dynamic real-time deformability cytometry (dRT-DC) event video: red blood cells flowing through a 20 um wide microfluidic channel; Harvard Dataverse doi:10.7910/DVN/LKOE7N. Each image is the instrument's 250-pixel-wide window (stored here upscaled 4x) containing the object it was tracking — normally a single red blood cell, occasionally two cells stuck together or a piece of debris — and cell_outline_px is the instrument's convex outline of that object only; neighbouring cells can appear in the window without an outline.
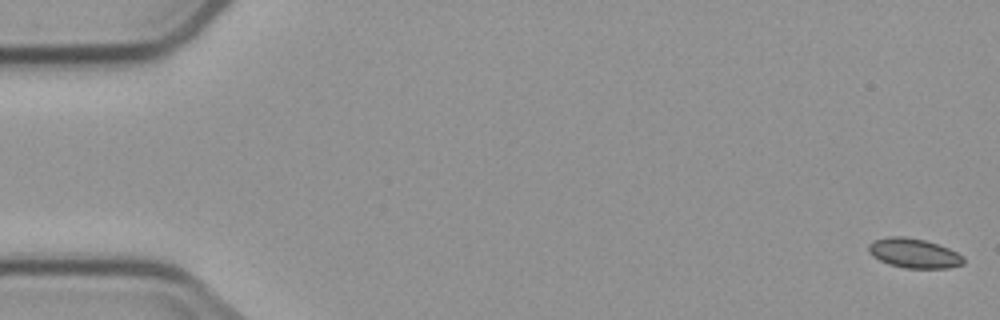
{"species": "common noctule bat (a hibernating species)", "species_latin": "Nyctalus noctula", "temperature_condition": "cold", "stored_images_in_passage": 10, "camera_frame_rate_fps": 3000, "um_per_image_px": 0.085, "animal": {"sex": "male", "body_mass_g": 23.1, "forearm_length_mm": 52.7}, "frame": {"image": 1, "passage_image": 1, "time_ms": 0.0, "image_size_px": [1000, 320], "cell_outline_px": [[964, 264], [948, 268], [904, 268], [888, 264], [872, 256], [868, 252], [868, 244], [872, 240], [888, 236], [904, 236], [924, 240], [948, 248], [964, 256]], "centroid_in_image_um": [77.65, 21.52], "position_along_channel_um": 7.3, "area_um2": 16.47}}
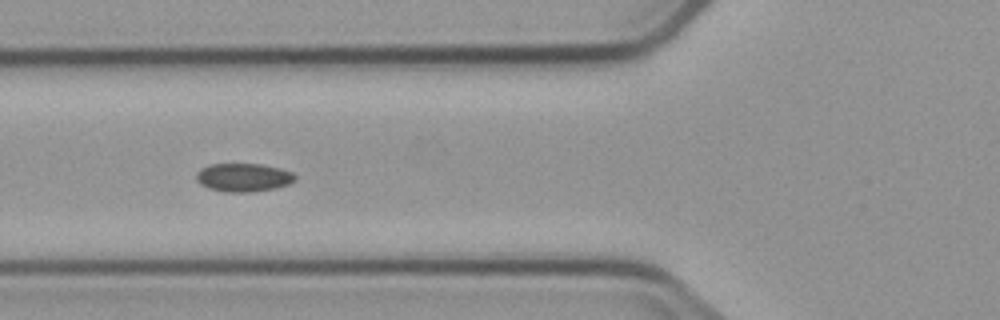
{"frame": {"image": 2, "passage_image": 6, "time_ms": 6.667, "image_size_px": [1000, 320], "cell_outline_px": [[296, 180], [288, 184], [276, 188], [252, 192], [224, 192], [208, 188], [200, 184], [196, 180], [196, 172], [200, 168], [212, 164], [260, 164], [280, 168], [292, 172], [296, 176]], "centroid_in_image_um": [20.68, 15.09], "position_along_channel_um": 105.1, "area_um2": 16.47}}
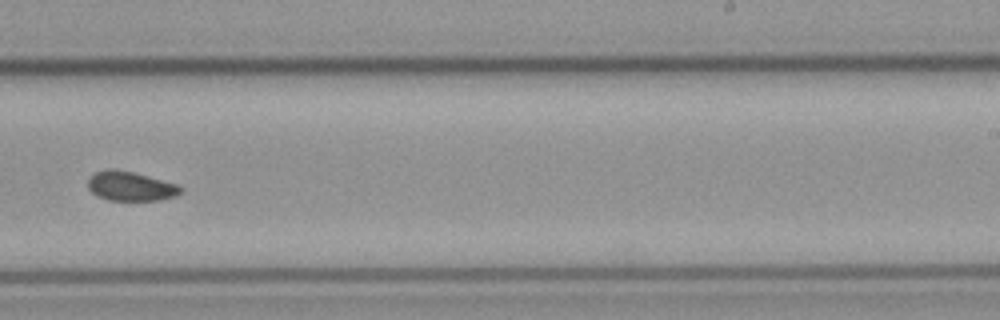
{"frame": {"image": 3, "passage_image": 10, "time_ms": 11.333, "image_size_px": [1000, 320], "cell_outline_px": [[184, 188], [176, 196], [160, 200], [108, 200], [96, 196], [88, 188], [88, 180], [96, 172], [108, 168], [112, 168], [132, 172], [148, 176], [176, 184]], "centroid_in_image_um": [11.09, 15.83], "position_along_channel_um": 277.9, "area_um2": 15.78}}